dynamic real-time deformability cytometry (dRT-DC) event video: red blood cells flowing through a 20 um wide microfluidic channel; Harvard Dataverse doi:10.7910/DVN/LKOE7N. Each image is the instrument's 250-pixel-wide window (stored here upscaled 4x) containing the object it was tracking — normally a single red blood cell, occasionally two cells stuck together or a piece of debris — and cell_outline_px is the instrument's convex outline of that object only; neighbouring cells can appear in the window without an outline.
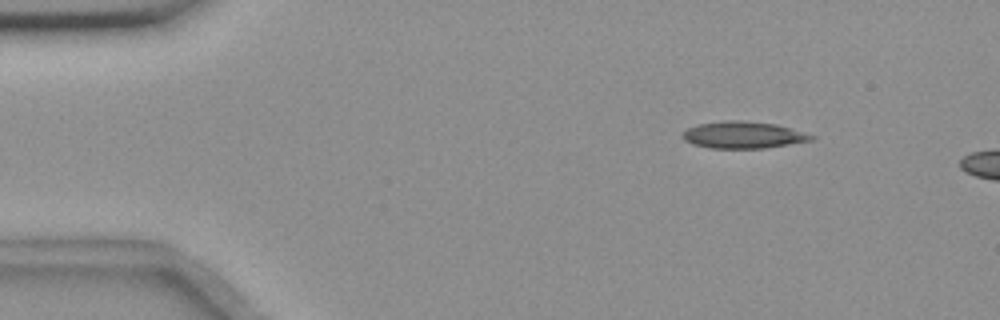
{"species": "common noctule bat (a hibernating species)", "species_latin": "Nyctalus noctula", "temperature_condition": "room temperature", "stored_images_in_passage": 12, "camera_frame_rate_fps": 3000, "um_per_image_px": 0.085, "animal": {"sex": "female", "body_mass_g": 18.4}, "frame": {"image": 1, "passage_image": 7, "time_ms": 2.0, "image_size_px": [1000, 320], "cell_outline_px": [[816, 136], [812, 140], [764, 148], [712, 148], [692, 144], [684, 140], [680, 136], [688, 128], [696, 124], [724, 120], [740, 120], [776, 124], [792, 128]], "centroid_in_image_um": [63.15, 11.46], "position_along_channel_um": 21.9, "area_um2": 20.17}}